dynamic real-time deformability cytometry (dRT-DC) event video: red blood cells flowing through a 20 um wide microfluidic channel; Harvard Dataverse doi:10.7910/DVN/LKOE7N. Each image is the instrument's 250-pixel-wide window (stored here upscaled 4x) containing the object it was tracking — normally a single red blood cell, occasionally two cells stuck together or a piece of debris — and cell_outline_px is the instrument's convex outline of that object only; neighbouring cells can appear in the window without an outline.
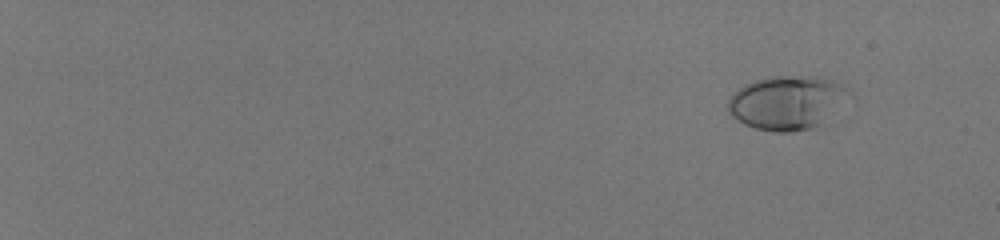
{"species": "human", "species_latin": "Homo sapiens", "temperature_condition": "room temperature", "stored_images_in_passage": 14, "camera_frame_rate_fps": 3000, "um_per_image_px": 0.085, "donor": {"sex": "male"}, "frame": {"image": 1, "passage_image": 2, "time_ms": 0.333, "image_size_px": [1000, 240], "cell_outline_px": [[856, 100], [828, 124], [816, 128], [792, 132], [772, 132], [756, 128], [744, 124], [732, 116], [728, 112], [728, 100], [744, 84], [756, 80], [772, 76], [812, 76], [828, 80], [844, 88]], "centroid_in_image_um": [67.06, 8.78], "position_along_channel_um": 17.9, "area_um2": 39.25}}